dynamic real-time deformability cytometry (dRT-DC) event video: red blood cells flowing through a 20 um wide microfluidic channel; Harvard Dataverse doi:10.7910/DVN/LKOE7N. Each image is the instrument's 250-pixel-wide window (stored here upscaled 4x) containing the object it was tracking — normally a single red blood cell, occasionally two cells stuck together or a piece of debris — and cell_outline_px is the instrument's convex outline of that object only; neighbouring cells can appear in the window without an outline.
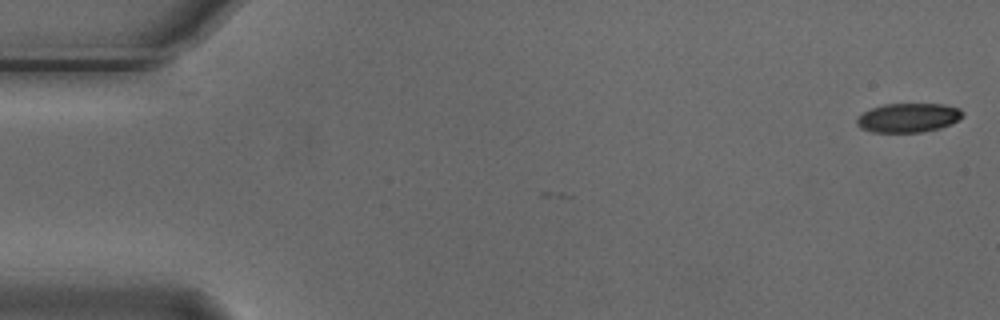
{"species": "Egyptian fruit bat (a non-hibernating species)", "species_latin": "Rousettus aegyptiacus", "temperature_condition": "cold", "stored_images_in_passage": 7, "camera_frame_rate_fps": 3000, "um_per_image_px": 0.085, "animal": {"sex": "male"}, "frame": {"image": 1, "passage_image": 1, "time_ms": 0.0, "image_size_px": [1000, 320], "cell_outline_px": [[964, 116], [952, 124], [940, 128], [920, 132], [872, 132], [860, 128], [856, 124], [856, 120], [864, 112], [872, 108], [884, 104], [944, 104], [960, 108], [964, 112]], "centroid_in_image_um": [77.24, 10.0], "position_along_channel_um": 7.8, "area_um2": 18.03}}
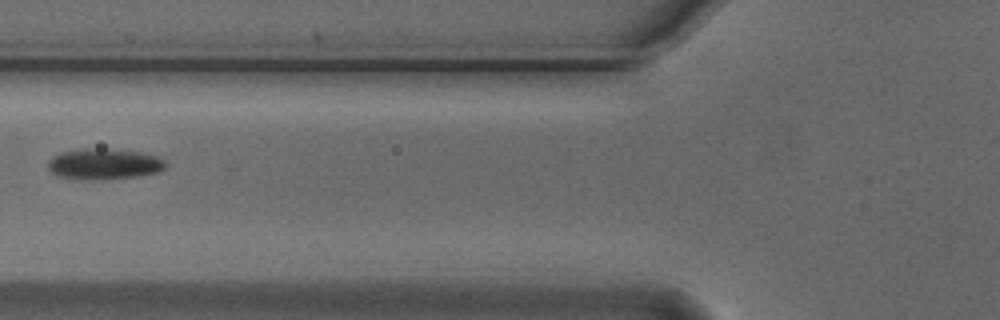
{"frame": {"image": 2, "passage_image": 6, "time_ms": 1.667, "image_size_px": [1000, 320], "cell_outline_px": [[164, 168], [156, 172], [136, 176], [100, 180], [88, 180], [60, 176], [52, 172], [48, 168], [48, 160], [52, 156], [60, 152], [88, 148], [100, 148], [144, 152], [160, 156], [164, 160]], "centroid_in_image_um": [8.84, 13.93], "position_along_channel_um": 117.0, "area_um2": 21.15}}
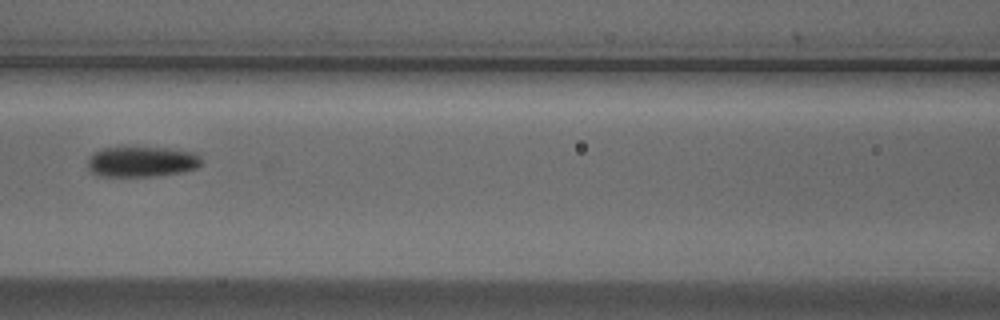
{"frame": {"image": 3, "passage_image": 7, "time_ms": 2.0, "image_size_px": [1000, 320], "cell_outline_px": [[200, 164], [196, 168], [180, 172], [156, 176], [96, 176], [88, 172], [88, 160], [92, 152], [100, 148], [168, 148], [196, 152], [200, 156]], "centroid_in_image_um": [11.99, 13.75], "position_along_channel_um": 154.6, "area_um2": 20.29}}